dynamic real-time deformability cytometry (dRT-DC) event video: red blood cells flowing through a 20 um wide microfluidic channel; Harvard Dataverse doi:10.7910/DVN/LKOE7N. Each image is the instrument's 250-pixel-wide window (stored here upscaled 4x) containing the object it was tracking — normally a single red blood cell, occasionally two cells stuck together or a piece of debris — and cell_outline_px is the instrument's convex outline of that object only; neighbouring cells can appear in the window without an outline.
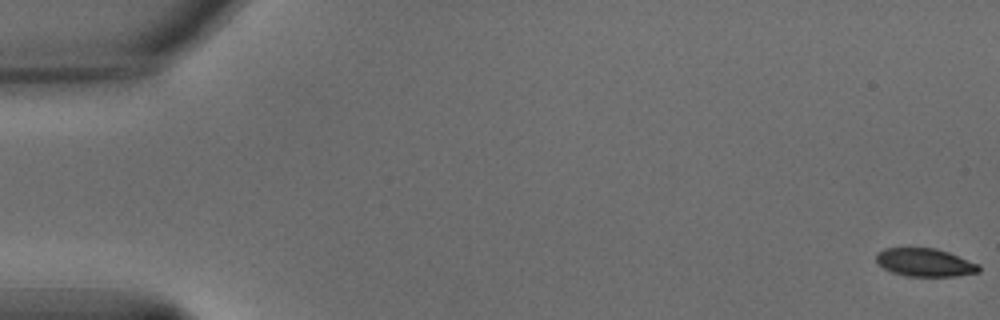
{"species": "common noctule bat (a hibernating species)", "species_latin": "Nyctalus noctula", "temperature_condition": "warm", "stored_images_in_passage": 57, "camera_frame_rate_fps": 3000, "um_per_image_px": 0.085, "animal": {"sex": "male", "body_mass_g": 15.6}, "frame": {"image": 1, "passage_image": 1, "time_ms": 0.0, "image_size_px": [1000, 320], "cell_outline_px": [[980, 272], [956, 276], [908, 276], [892, 272], [884, 268], [876, 260], [876, 252], [884, 248], [936, 248], [948, 252], [980, 264]], "centroid_in_image_um": [78.64, 22.3], "position_along_channel_um": 6.4, "area_um2": 16.82}}
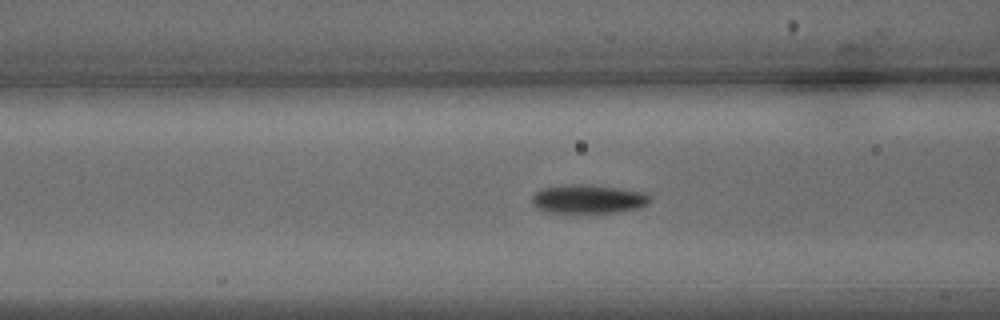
{"frame": {"image": 2, "passage_image": 23, "time_ms": 7.333, "image_size_px": [1000, 320], "cell_outline_px": [[652, 200], [648, 204], [636, 208], [620, 212], [544, 212], [536, 208], [532, 204], [532, 196], [540, 188], [568, 184], [588, 184], [644, 192], [652, 196]], "centroid_in_image_um": [49.98, 16.91], "position_along_channel_um": 116.6, "area_um2": 19.88}}
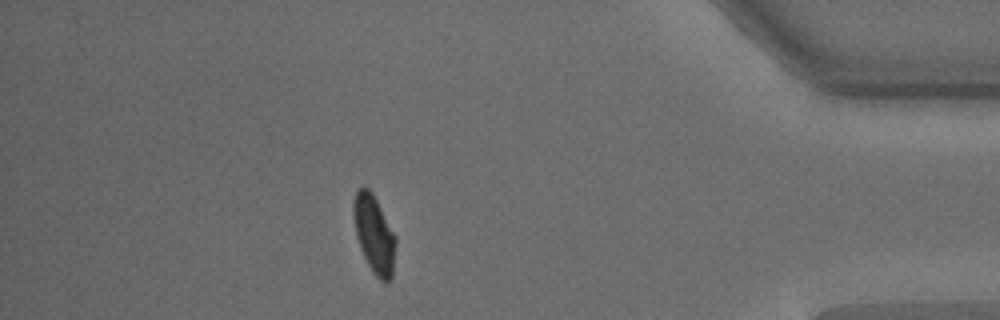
{"frame": {"image": 3, "passage_image": 50, "time_ms": 16.333, "image_size_px": [1000, 320], "cell_outline_px": [[396, 244], [392, 276], [384, 284], [372, 272], [360, 248], [356, 236], [352, 216], [352, 204], [356, 192], [364, 184], [372, 192], [396, 236]], "centroid_in_image_um": [31.78, 19.89], "position_along_channel_um": 403.4, "area_um2": 19.31}, "authors_computed_cell_mechanics": {"area_um2": 19.3052, "velocity_mm_per_s": 3.6487, "shape_relaxation_time_tau1_ms": 2.9164, "shape_relaxation_time_tau2_ms": 1.5552, "deformation_change_tau1": 0.1436, "deformation_change_tau2": 0.061}}